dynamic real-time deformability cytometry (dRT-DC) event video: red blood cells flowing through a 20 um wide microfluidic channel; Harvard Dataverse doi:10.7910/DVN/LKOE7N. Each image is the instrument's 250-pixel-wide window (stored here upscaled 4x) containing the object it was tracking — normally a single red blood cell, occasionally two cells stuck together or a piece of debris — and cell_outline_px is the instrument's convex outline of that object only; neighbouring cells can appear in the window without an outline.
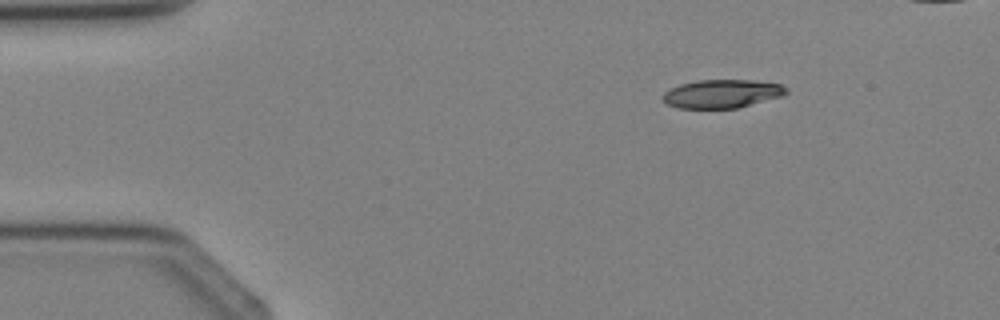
{"species": "Egyptian fruit bat (a non-hibernating species)", "species_latin": "Rousettus aegyptiacus", "temperature_condition": "cold", "stored_images_in_passage": 3, "camera_frame_rate_fps": 3000, "um_per_image_px": 0.085, "animal": {"sex": "female"}, "frame": {"image": 1, "passage_image": 1, "time_ms": 0.0, "image_size_px": [1000, 320], "cell_outline_px": [[788, 92], [784, 96], [736, 108], [680, 108], [668, 104], [664, 100], [664, 92], [680, 84], [700, 80], [752, 80], [780, 84], [788, 88]], "centroid_in_image_um": [61.43, 7.96], "position_along_channel_um": 23.6, "area_um2": 20.29}}
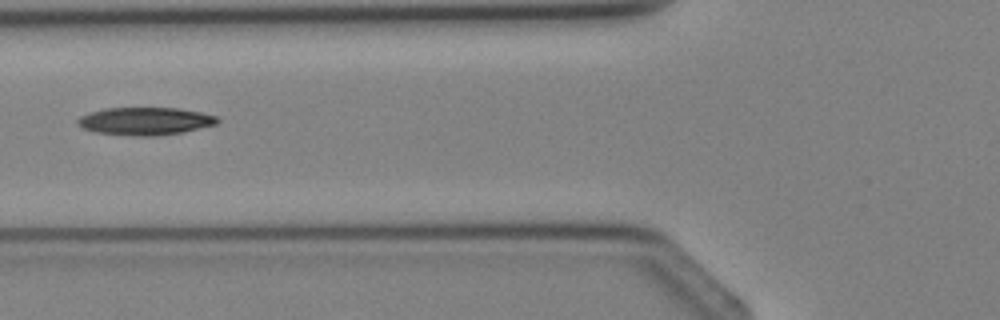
{"frame": {"image": 2, "passage_image": 3, "time_ms": 3.0, "image_size_px": [1000, 320], "cell_outline_px": [[220, 120], [216, 124], [184, 132], [156, 136], [136, 136], [96, 132], [84, 128], [76, 124], [76, 120], [80, 116], [104, 108], [176, 108], [200, 112], [216, 116]], "centroid_in_image_um": [12.34, 10.3], "position_along_channel_um": 113.5, "area_um2": 22.48}}